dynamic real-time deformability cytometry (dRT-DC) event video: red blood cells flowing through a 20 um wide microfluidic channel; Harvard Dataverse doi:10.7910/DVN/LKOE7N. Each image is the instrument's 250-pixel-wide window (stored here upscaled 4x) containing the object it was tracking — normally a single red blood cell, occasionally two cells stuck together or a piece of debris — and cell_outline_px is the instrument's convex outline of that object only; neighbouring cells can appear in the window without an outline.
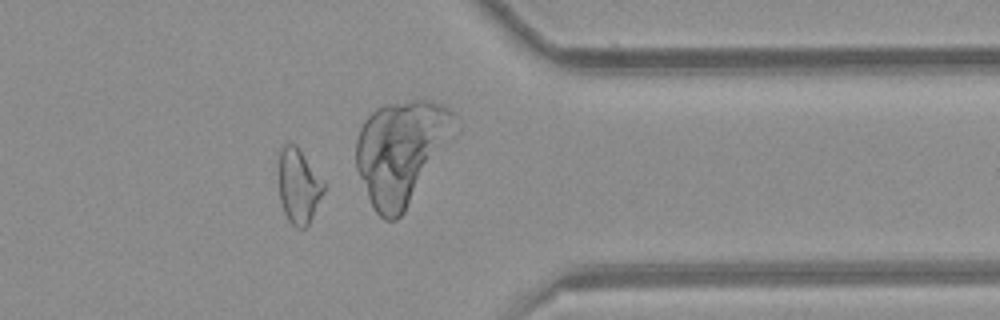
{"species": "common noctule bat (a hibernating species)", "species_latin": "Nyctalus noctula", "temperature_condition": "room temperature", "stored_images_in_passage": 50, "camera_frame_rate_fps": 3000, "um_per_image_px": 0.085, "animal": {"sex": "female", "body_mass_g": 21.9}, "frame": {"image": 1, "passage_image": 43, "time_ms": 14.0, "image_size_px": [1000, 320], "cell_outline_px": [[324, 192], [308, 224], [304, 228], [296, 228], [288, 220], [284, 212], [280, 200], [276, 152], [280, 144], [296, 144], [324, 184]], "centroid_in_image_um": [25.3, 15.75], "position_along_channel_um": 386.1, "area_um2": 19.88}, "authors_computed_cell_mechanics": {"area_um2": 21.0392, "velocity_mm_per_s": 3.9595, "shape_relaxation_time_tau1_ms": null, "shape_relaxation_time_tau2_ms": 1.9296, "deformation_change_tau1": null, "deformation_change_tau2": 0.0987}}